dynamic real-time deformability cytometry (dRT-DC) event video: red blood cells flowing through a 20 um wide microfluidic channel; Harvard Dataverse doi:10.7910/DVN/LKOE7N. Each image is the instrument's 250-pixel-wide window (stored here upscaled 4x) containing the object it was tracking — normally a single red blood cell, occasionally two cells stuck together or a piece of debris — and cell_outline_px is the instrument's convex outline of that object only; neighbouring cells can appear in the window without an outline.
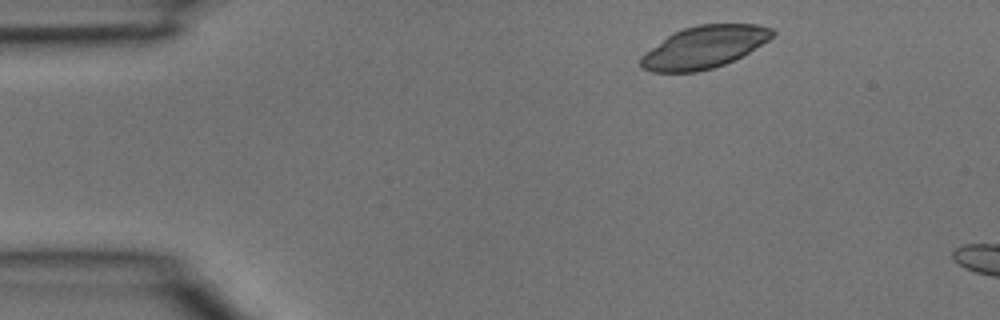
{"species": "common noctule bat (a hibernating species)", "species_latin": "Nyctalus noctula", "temperature_condition": "room temperature", "stored_images_in_passage": 2, "camera_frame_rate_fps": 3000, "um_per_image_px": 0.085, "animal": {"sex": "male", "body_mass_g": 15.6}, "frame": {"image": 1, "passage_image": 1, "time_ms": 0.0, "image_size_px": [1000, 320], "cell_outline_px": [[776, 32], [768, 40], [748, 52], [724, 64], [712, 68], [696, 72], [652, 72], [640, 68], [640, 56], [644, 52], [672, 32], [684, 28], [700, 24], [756, 24], [772, 28]], "centroid_in_image_um": [59.79, 4.0], "position_along_channel_um": 25.2, "area_um2": 32.31}}